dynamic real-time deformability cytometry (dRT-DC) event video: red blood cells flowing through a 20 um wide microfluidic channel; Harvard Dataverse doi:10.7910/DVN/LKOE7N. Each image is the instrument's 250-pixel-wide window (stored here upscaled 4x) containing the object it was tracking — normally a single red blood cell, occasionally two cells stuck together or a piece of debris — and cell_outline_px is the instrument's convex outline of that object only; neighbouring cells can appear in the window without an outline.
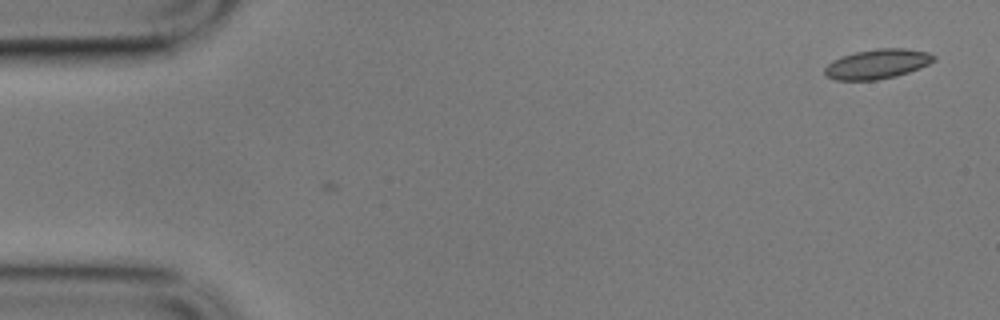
{"species": "common noctule bat (a hibernating species)", "species_latin": "Nyctalus noctula", "temperature_condition": "cold", "stored_images_in_passage": 2, "camera_frame_rate_fps": 3000, "um_per_image_px": 0.085, "animal": {"sex": "male", "body_mass_g": 17.9}, "frame": {"image": 1, "passage_image": 1, "time_ms": 0.0, "image_size_px": [1000, 320], "cell_outline_px": [[936, 60], [920, 68], [896, 76], [876, 80], [836, 80], [828, 76], [824, 72], [824, 68], [832, 60], [856, 52], [876, 48], [908, 48], [928, 52], [936, 56]], "centroid_in_image_um": [74.6, 5.43], "position_along_channel_um": 10.4, "area_um2": 18.84}}